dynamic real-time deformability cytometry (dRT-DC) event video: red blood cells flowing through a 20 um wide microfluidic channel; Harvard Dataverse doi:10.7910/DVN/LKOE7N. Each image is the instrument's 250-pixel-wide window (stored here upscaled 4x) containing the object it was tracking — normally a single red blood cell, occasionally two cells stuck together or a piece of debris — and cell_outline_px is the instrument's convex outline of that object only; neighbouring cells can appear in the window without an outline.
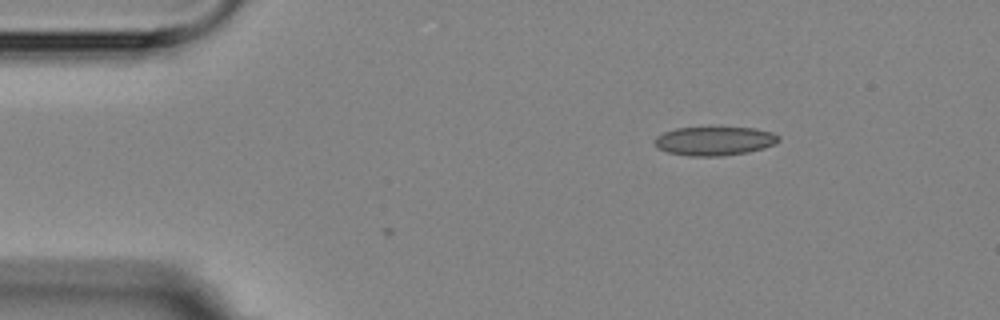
{"species": "Egyptian fruit bat (a non-hibernating species)", "species_latin": "Rousettus aegyptiacus", "temperature_condition": "room temperature", "stored_images_in_passage": 3, "camera_frame_rate_fps": 3000, "um_per_image_px": 0.085, "animal": {"sex": "female"}, "frame": {"image": 1, "passage_image": 3, "time_ms": 2.333, "image_size_px": [1000, 320], "cell_outline_px": [[780, 140], [776, 144], [764, 148], [748, 152], [720, 156], [688, 156], [668, 152], [660, 148], [656, 144], [656, 136], [664, 132], [676, 128], [756, 128], [772, 132], [780, 136]], "centroid_in_image_um": [60.79, 11.99], "position_along_channel_um": 24.2, "area_um2": 20.69}}